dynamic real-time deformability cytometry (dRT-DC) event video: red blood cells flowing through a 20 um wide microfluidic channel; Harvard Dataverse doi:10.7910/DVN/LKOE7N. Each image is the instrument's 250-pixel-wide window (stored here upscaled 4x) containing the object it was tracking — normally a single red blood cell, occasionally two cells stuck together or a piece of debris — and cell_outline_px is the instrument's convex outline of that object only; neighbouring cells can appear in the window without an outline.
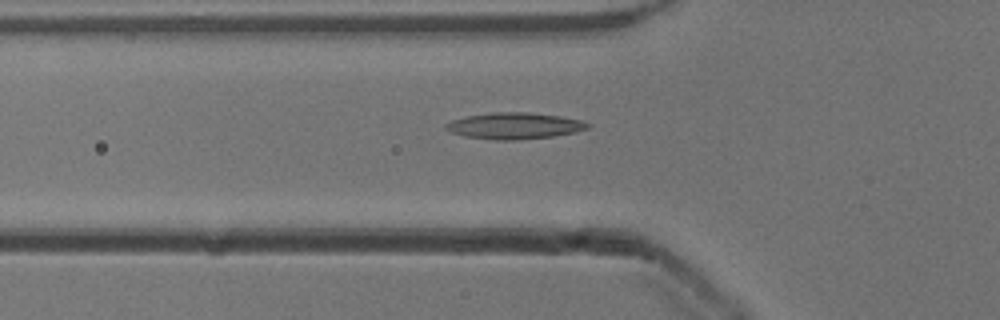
{"species": "common noctule bat (a hibernating species)", "species_latin": "Nyctalus noctula", "temperature_condition": "cold", "stored_images_in_passage": 42, "camera_frame_rate_fps": 3000, "um_per_image_px": 0.085, "animal": {"sex": "male", "body_mass_g": 13.3}, "frame": {"image": 1, "passage_image": 10, "time_ms": 3.0, "image_size_px": [1000, 320], "cell_outline_px": [[588, 128], [576, 132], [552, 136], [516, 140], [496, 140], [464, 136], [452, 132], [444, 128], [444, 124], [452, 120], [464, 116], [492, 112], [528, 112], [560, 116], [580, 120], [588, 124]], "centroid_in_image_um": [43.67, 10.69], "position_along_channel_um": 82.1, "area_um2": 21.73}}
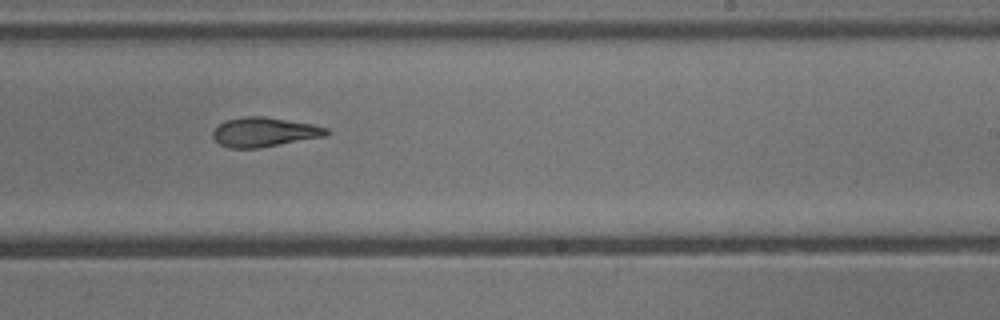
{"frame": {"image": 2, "passage_image": 24, "time_ms": 7.667, "image_size_px": [1000, 320], "cell_outline_px": [[332, 132], [328, 136], [260, 148], [228, 148], [220, 144], [212, 136], [212, 132], [220, 124], [228, 120], [244, 116], [264, 116], [312, 124], [328, 128]], "centroid_in_image_um": [22.52, 11.23], "position_along_channel_um": 266.5, "area_um2": 19.59}}
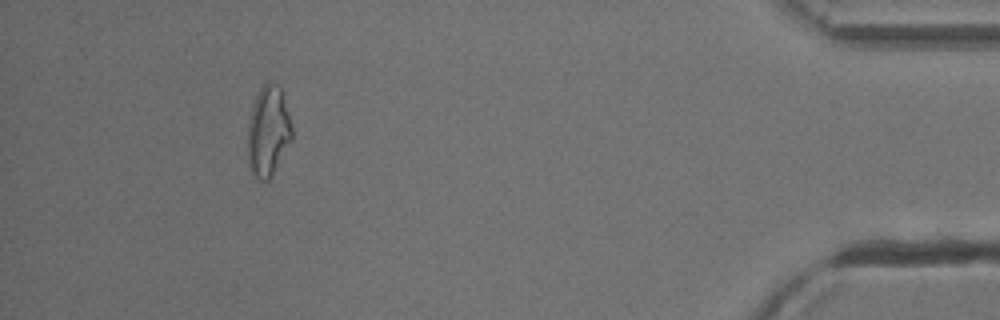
{"frame": {"image": 3, "passage_image": 40, "time_ms": 13.0, "image_size_px": [1000, 320], "cell_outline_px": [[292, 140], [268, 180], [260, 180], [252, 172], [248, 164], [248, 124], [252, 104], [260, 88], [268, 80], [280, 88], [292, 124]], "centroid_in_image_um": [22.79, 11.13], "position_along_channel_um": 412.4, "area_um2": 23.0}, "authors_computed_cell_mechanics": {"area_um2": 20.3456, "velocity_mm_per_s": 3.9372, "shape_relaxation_time_tau1_ms": null, "shape_relaxation_time_tau2_ms": 5.634, "deformation_change_tau1": null, "deformation_change_tau2": 0.1665}}